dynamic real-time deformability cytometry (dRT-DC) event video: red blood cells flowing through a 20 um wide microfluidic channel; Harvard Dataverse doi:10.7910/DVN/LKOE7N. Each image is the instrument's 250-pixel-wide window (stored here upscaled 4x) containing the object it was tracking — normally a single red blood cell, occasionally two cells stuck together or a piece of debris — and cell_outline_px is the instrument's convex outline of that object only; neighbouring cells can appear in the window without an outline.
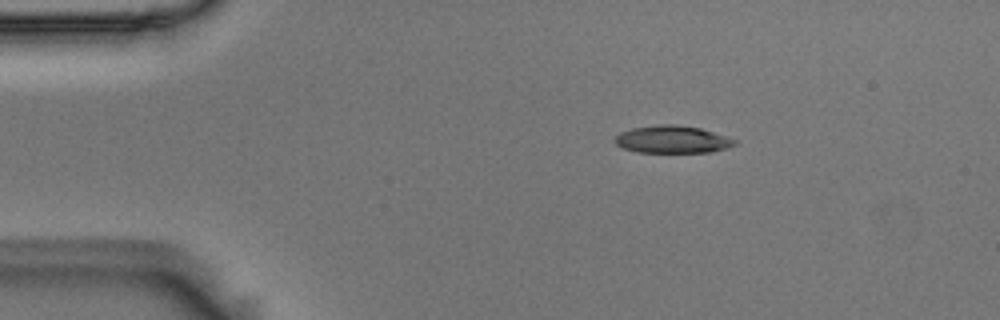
{"species": "Egyptian fruit bat (a non-hibernating species)", "species_latin": "Rousettus aegyptiacus", "temperature_condition": "room temperature", "stored_images_in_passage": 4, "camera_frame_rate_fps": 3000, "um_per_image_px": 0.085, "animal": {"sex": "male"}, "frame": {"image": 1, "passage_image": 2, "time_ms": 0.333, "image_size_px": [1000, 320], "cell_outline_px": [[736, 144], [712, 152], [636, 152], [624, 148], [616, 144], [612, 140], [620, 132], [632, 128], [660, 124], [676, 124], [700, 128], [736, 140]], "centroid_in_image_um": [57.09, 11.85], "position_along_channel_um": 27.9, "area_um2": 19.02}}
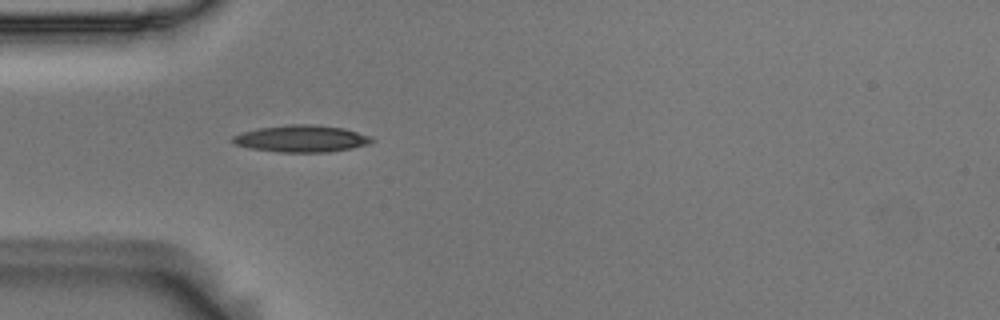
{"frame": {"image": 2, "passage_image": 4, "time_ms": 1.0, "image_size_px": [1000, 320], "cell_outline_px": [[376, 140], [368, 144], [352, 148], [328, 152], [280, 152], [248, 148], [236, 144], [232, 140], [232, 136], [244, 132], [260, 128], [288, 124], [312, 124], [344, 128], [372, 136]], "centroid_in_image_um": [25.67, 11.78], "position_along_channel_um": 59.3, "area_um2": 21.79}}